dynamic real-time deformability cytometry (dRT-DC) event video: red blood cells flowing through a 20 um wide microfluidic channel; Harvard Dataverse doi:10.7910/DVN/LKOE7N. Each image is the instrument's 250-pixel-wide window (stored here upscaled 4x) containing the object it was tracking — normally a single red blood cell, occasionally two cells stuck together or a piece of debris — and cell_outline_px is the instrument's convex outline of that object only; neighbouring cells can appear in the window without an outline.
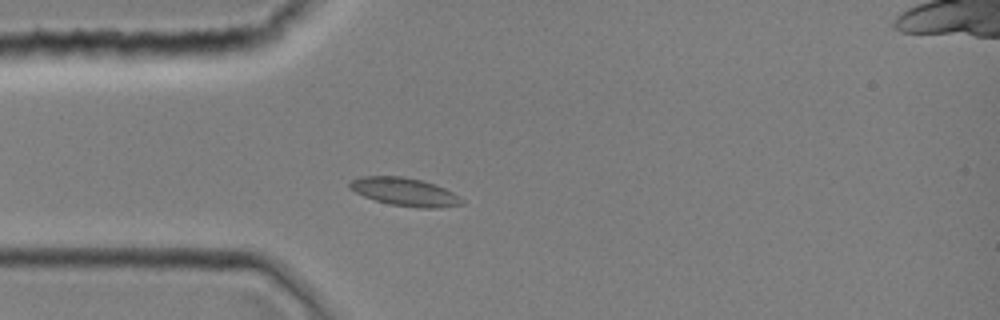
{"species": "common noctule bat (a hibernating species)", "species_latin": "Nyctalus noctula", "temperature_condition": "room temperature", "stored_images_in_passage": 1, "camera_frame_rate_fps": 3000, "um_per_image_px": 0.085, "animal": {"sex": "female", "body_mass_g": 19.0, "forearm_length_mm": 51.5}, "frame": {"image": 1, "passage_image": 1, "time_ms": 0.0, "image_size_px": [1000, 320], "cell_outline_px": [[464, 204], [440, 208], [420, 208], [392, 204], [376, 200], [364, 196], [348, 188], [348, 184], [352, 180], [360, 176], [404, 176], [420, 180], [444, 188], [460, 196], [464, 200]], "centroid_in_image_um": [34.41, 16.31], "position_along_channel_um": 50.6, "area_um2": 18.26}}